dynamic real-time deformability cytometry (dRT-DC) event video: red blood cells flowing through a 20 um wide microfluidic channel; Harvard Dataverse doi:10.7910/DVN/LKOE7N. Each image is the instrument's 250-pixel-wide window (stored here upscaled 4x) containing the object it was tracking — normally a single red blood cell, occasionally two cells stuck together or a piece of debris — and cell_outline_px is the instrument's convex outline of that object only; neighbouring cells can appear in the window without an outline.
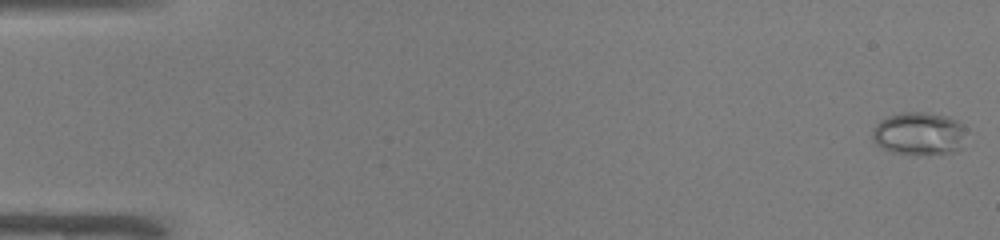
{"species": "common noctule bat (a hibernating species)", "species_latin": "Nyctalus noctula", "temperature_condition": "warm", "stored_images_in_passage": 50, "camera_frame_rate_fps": 3000, "um_per_image_px": 0.085, "animal": {"sex": "male", "body_mass_g": 19.0, "forearm_length_mm": 50.8}, "frame": {"image": 1, "passage_image": 1, "time_ms": 0.0, "image_size_px": [1000, 240], "cell_outline_px": [[964, 128], [960, 148], [956, 152], [892, 152], [876, 144], [872, 140], [872, 132], [876, 124], [880, 120], [888, 116], [900, 112], [928, 112], [948, 116], [956, 120]], "centroid_in_image_um": [78.07, 11.3], "position_along_channel_um": 6.9, "area_um2": 22.77}}
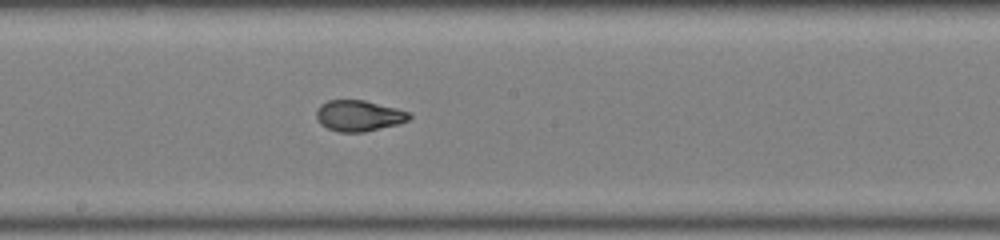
{"frame": {"image": 2, "passage_image": 28, "time_ms": 9.0, "image_size_px": [1000, 240], "cell_outline_px": [[412, 116], [408, 120], [400, 124], [364, 132], [340, 132], [328, 128], [320, 124], [316, 116], [316, 112], [320, 104], [328, 100], [364, 100], [396, 108], [408, 112]], "centroid_in_image_um": [30.5, 9.84], "position_along_channel_um": 217.7, "area_um2": 16.76}}
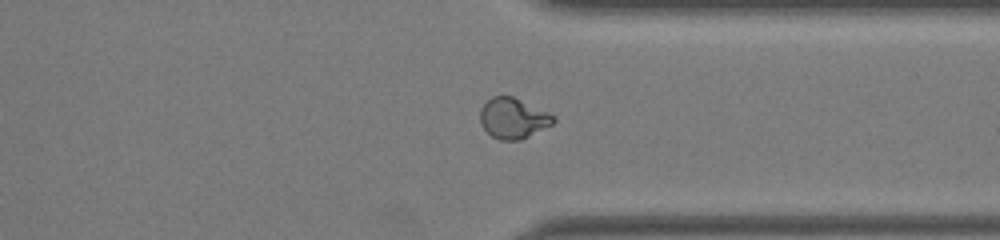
{"frame": {"image": 3, "passage_image": 39, "time_ms": 12.667, "image_size_px": [1000, 240], "cell_outline_px": [[556, 120], [552, 124], [520, 140], [500, 140], [492, 136], [480, 124], [480, 108], [492, 96], [512, 96], [548, 112], [556, 116]], "centroid_in_image_um": [43.61, 10.05], "position_along_channel_um": 367.8, "area_um2": 17.17}}